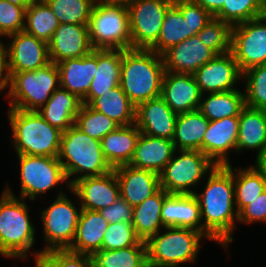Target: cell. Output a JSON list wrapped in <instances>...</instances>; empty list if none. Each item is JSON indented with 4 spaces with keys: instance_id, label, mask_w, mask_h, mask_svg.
I'll return each instance as SVG.
<instances>
[{
    "instance_id": "d6986e66",
    "label": "cell",
    "mask_w": 266,
    "mask_h": 267,
    "mask_svg": "<svg viewBox=\"0 0 266 267\" xmlns=\"http://www.w3.org/2000/svg\"><path fill=\"white\" fill-rule=\"evenodd\" d=\"M177 114L199 110L202 93L193 74L165 71L161 96Z\"/></svg>"
},
{
    "instance_id": "f5cc1de1",
    "label": "cell",
    "mask_w": 266,
    "mask_h": 267,
    "mask_svg": "<svg viewBox=\"0 0 266 267\" xmlns=\"http://www.w3.org/2000/svg\"><path fill=\"white\" fill-rule=\"evenodd\" d=\"M251 164L266 181V148L256 157Z\"/></svg>"
},
{
    "instance_id": "11a10c76",
    "label": "cell",
    "mask_w": 266,
    "mask_h": 267,
    "mask_svg": "<svg viewBox=\"0 0 266 267\" xmlns=\"http://www.w3.org/2000/svg\"><path fill=\"white\" fill-rule=\"evenodd\" d=\"M103 1H106V2H116V3H129L131 0H103Z\"/></svg>"
},
{
    "instance_id": "8992f818",
    "label": "cell",
    "mask_w": 266,
    "mask_h": 267,
    "mask_svg": "<svg viewBox=\"0 0 266 267\" xmlns=\"http://www.w3.org/2000/svg\"><path fill=\"white\" fill-rule=\"evenodd\" d=\"M206 240L194 229L164 227L146 241L148 267L195 265Z\"/></svg>"
},
{
    "instance_id": "52a82bcc",
    "label": "cell",
    "mask_w": 266,
    "mask_h": 267,
    "mask_svg": "<svg viewBox=\"0 0 266 267\" xmlns=\"http://www.w3.org/2000/svg\"><path fill=\"white\" fill-rule=\"evenodd\" d=\"M7 74V92L1 97L9 102L8 108L38 111L60 87L59 70L53 62L34 71Z\"/></svg>"
},
{
    "instance_id": "d590c367",
    "label": "cell",
    "mask_w": 266,
    "mask_h": 267,
    "mask_svg": "<svg viewBox=\"0 0 266 267\" xmlns=\"http://www.w3.org/2000/svg\"><path fill=\"white\" fill-rule=\"evenodd\" d=\"M191 24L173 4L166 12L157 42L150 50L162 55L170 47L194 36Z\"/></svg>"
},
{
    "instance_id": "e575fe53",
    "label": "cell",
    "mask_w": 266,
    "mask_h": 267,
    "mask_svg": "<svg viewBox=\"0 0 266 267\" xmlns=\"http://www.w3.org/2000/svg\"><path fill=\"white\" fill-rule=\"evenodd\" d=\"M89 106L111 118L120 126H129L135 123V106L120 85L97 97Z\"/></svg>"
},
{
    "instance_id": "74e56055",
    "label": "cell",
    "mask_w": 266,
    "mask_h": 267,
    "mask_svg": "<svg viewBox=\"0 0 266 267\" xmlns=\"http://www.w3.org/2000/svg\"><path fill=\"white\" fill-rule=\"evenodd\" d=\"M92 267H148L146 245L100 250L91 255Z\"/></svg>"
},
{
    "instance_id": "d4e9b609",
    "label": "cell",
    "mask_w": 266,
    "mask_h": 267,
    "mask_svg": "<svg viewBox=\"0 0 266 267\" xmlns=\"http://www.w3.org/2000/svg\"><path fill=\"white\" fill-rule=\"evenodd\" d=\"M121 49H97V66L87 96L82 104L90 105L97 97L102 96L120 83Z\"/></svg>"
},
{
    "instance_id": "4fadbf2b",
    "label": "cell",
    "mask_w": 266,
    "mask_h": 267,
    "mask_svg": "<svg viewBox=\"0 0 266 267\" xmlns=\"http://www.w3.org/2000/svg\"><path fill=\"white\" fill-rule=\"evenodd\" d=\"M231 52L242 73L266 64V14L233 26Z\"/></svg>"
},
{
    "instance_id": "30bf717a",
    "label": "cell",
    "mask_w": 266,
    "mask_h": 267,
    "mask_svg": "<svg viewBox=\"0 0 266 267\" xmlns=\"http://www.w3.org/2000/svg\"><path fill=\"white\" fill-rule=\"evenodd\" d=\"M88 27L94 49H131L129 12L125 3L97 0Z\"/></svg>"
},
{
    "instance_id": "ba28073f",
    "label": "cell",
    "mask_w": 266,
    "mask_h": 267,
    "mask_svg": "<svg viewBox=\"0 0 266 267\" xmlns=\"http://www.w3.org/2000/svg\"><path fill=\"white\" fill-rule=\"evenodd\" d=\"M15 157L18 159L15 166H19L20 181L18 186L20 192L17 193L19 195L17 197L39 201L38 198L43 197V194L46 196L52 193L54 189L58 192L57 196L69 193L71 185L58 158L25 154L15 155Z\"/></svg>"
},
{
    "instance_id": "60d3db41",
    "label": "cell",
    "mask_w": 266,
    "mask_h": 267,
    "mask_svg": "<svg viewBox=\"0 0 266 267\" xmlns=\"http://www.w3.org/2000/svg\"><path fill=\"white\" fill-rule=\"evenodd\" d=\"M75 125L85 134L96 140H101L120 125L106 115L82 104L76 116Z\"/></svg>"
},
{
    "instance_id": "6da1fadb",
    "label": "cell",
    "mask_w": 266,
    "mask_h": 267,
    "mask_svg": "<svg viewBox=\"0 0 266 267\" xmlns=\"http://www.w3.org/2000/svg\"><path fill=\"white\" fill-rule=\"evenodd\" d=\"M194 195L200 205L203 235L208 241L221 246L230 259L228 249L238 227L233 173L226 165H216Z\"/></svg>"
},
{
    "instance_id": "e0dca14e",
    "label": "cell",
    "mask_w": 266,
    "mask_h": 267,
    "mask_svg": "<svg viewBox=\"0 0 266 267\" xmlns=\"http://www.w3.org/2000/svg\"><path fill=\"white\" fill-rule=\"evenodd\" d=\"M82 209L99 211L120 197V187L114 169L100 176L83 177L71 185Z\"/></svg>"
},
{
    "instance_id": "603a6c76",
    "label": "cell",
    "mask_w": 266,
    "mask_h": 267,
    "mask_svg": "<svg viewBox=\"0 0 266 267\" xmlns=\"http://www.w3.org/2000/svg\"><path fill=\"white\" fill-rule=\"evenodd\" d=\"M60 88L75 94L81 101L87 96L97 66V49L88 55L67 59L56 64Z\"/></svg>"
},
{
    "instance_id": "7a4b0ae2",
    "label": "cell",
    "mask_w": 266,
    "mask_h": 267,
    "mask_svg": "<svg viewBox=\"0 0 266 267\" xmlns=\"http://www.w3.org/2000/svg\"><path fill=\"white\" fill-rule=\"evenodd\" d=\"M9 184L0 195V256L11 261L35 260L41 250L34 249L38 234L30 216L31 205L29 200L17 197Z\"/></svg>"
},
{
    "instance_id": "816d5d0a",
    "label": "cell",
    "mask_w": 266,
    "mask_h": 267,
    "mask_svg": "<svg viewBox=\"0 0 266 267\" xmlns=\"http://www.w3.org/2000/svg\"><path fill=\"white\" fill-rule=\"evenodd\" d=\"M192 2L201 5L212 16H214L223 6L227 0H191Z\"/></svg>"
},
{
    "instance_id": "f6af8a7d",
    "label": "cell",
    "mask_w": 266,
    "mask_h": 267,
    "mask_svg": "<svg viewBox=\"0 0 266 267\" xmlns=\"http://www.w3.org/2000/svg\"><path fill=\"white\" fill-rule=\"evenodd\" d=\"M33 262L34 267H92L90 255L68 249L42 252Z\"/></svg>"
},
{
    "instance_id": "4316f807",
    "label": "cell",
    "mask_w": 266,
    "mask_h": 267,
    "mask_svg": "<svg viewBox=\"0 0 266 267\" xmlns=\"http://www.w3.org/2000/svg\"><path fill=\"white\" fill-rule=\"evenodd\" d=\"M108 225L99 211L81 209L76 234L68 250L86 255L102 250V240Z\"/></svg>"
},
{
    "instance_id": "f907efd6",
    "label": "cell",
    "mask_w": 266,
    "mask_h": 267,
    "mask_svg": "<svg viewBox=\"0 0 266 267\" xmlns=\"http://www.w3.org/2000/svg\"><path fill=\"white\" fill-rule=\"evenodd\" d=\"M5 39L0 38V96L5 92L8 81V74L6 68V45Z\"/></svg>"
},
{
    "instance_id": "9a60e30c",
    "label": "cell",
    "mask_w": 266,
    "mask_h": 267,
    "mask_svg": "<svg viewBox=\"0 0 266 267\" xmlns=\"http://www.w3.org/2000/svg\"><path fill=\"white\" fill-rule=\"evenodd\" d=\"M202 93H220L236 90L242 83L241 72L233 53L216 55L193 74ZM239 86V87H238Z\"/></svg>"
},
{
    "instance_id": "277c9868",
    "label": "cell",
    "mask_w": 266,
    "mask_h": 267,
    "mask_svg": "<svg viewBox=\"0 0 266 267\" xmlns=\"http://www.w3.org/2000/svg\"><path fill=\"white\" fill-rule=\"evenodd\" d=\"M5 112L13 153L58 158L62 131L51 126L37 111L7 108Z\"/></svg>"
},
{
    "instance_id": "8fae6325",
    "label": "cell",
    "mask_w": 266,
    "mask_h": 267,
    "mask_svg": "<svg viewBox=\"0 0 266 267\" xmlns=\"http://www.w3.org/2000/svg\"><path fill=\"white\" fill-rule=\"evenodd\" d=\"M215 167L216 164L199 150H175L159 174L160 187L168 194H194Z\"/></svg>"
},
{
    "instance_id": "ab89813d",
    "label": "cell",
    "mask_w": 266,
    "mask_h": 267,
    "mask_svg": "<svg viewBox=\"0 0 266 267\" xmlns=\"http://www.w3.org/2000/svg\"><path fill=\"white\" fill-rule=\"evenodd\" d=\"M54 12L59 23L89 25L97 0H44Z\"/></svg>"
},
{
    "instance_id": "db71d44e",
    "label": "cell",
    "mask_w": 266,
    "mask_h": 267,
    "mask_svg": "<svg viewBox=\"0 0 266 267\" xmlns=\"http://www.w3.org/2000/svg\"><path fill=\"white\" fill-rule=\"evenodd\" d=\"M7 1L11 2L14 5L22 6L26 9L35 0H7Z\"/></svg>"
},
{
    "instance_id": "5bb4252c",
    "label": "cell",
    "mask_w": 266,
    "mask_h": 267,
    "mask_svg": "<svg viewBox=\"0 0 266 267\" xmlns=\"http://www.w3.org/2000/svg\"><path fill=\"white\" fill-rule=\"evenodd\" d=\"M7 72L34 71L50 63L48 43L19 31L5 38Z\"/></svg>"
},
{
    "instance_id": "b9f144b4",
    "label": "cell",
    "mask_w": 266,
    "mask_h": 267,
    "mask_svg": "<svg viewBox=\"0 0 266 267\" xmlns=\"http://www.w3.org/2000/svg\"><path fill=\"white\" fill-rule=\"evenodd\" d=\"M242 87L245 105L266 110V64L252 67L243 72Z\"/></svg>"
},
{
    "instance_id": "3957f363",
    "label": "cell",
    "mask_w": 266,
    "mask_h": 267,
    "mask_svg": "<svg viewBox=\"0 0 266 267\" xmlns=\"http://www.w3.org/2000/svg\"><path fill=\"white\" fill-rule=\"evenodd\" d=\"M164 73L162 55L150 49L122 50L119 85L135 107L161 96Z\"/></svg>"
},
{
    "instance_id": "4dcf8cb0",
    "label": "cell",
    "mask_w": 266,
    "mask_h": 267,
    "mask_svg": "<svg viewBox=\"0 0 266 267\" xmlns=\"http://www.w3.org/2000/svg\"><path fill=\"white\" fill-rule=\"evenodd\" d=\"M209 122L199 110L178 114L172 139L175 149L203 153V136Z\"/></svg>"
},
{
    "instance_id": "7c38bea8",
    "label": "cell",
    "mask_w": 266,
    "mask_h": 267,
    "mask_svg": "<svg viewBox=\"0 0 266 267\" xmlns=\"http://www.w3.org/2000/svg\"><path fill=\"white\" fill-rule=\"evenodd\" d=\"M174 0H131L129 31L132 49H150L158 40L167 10Z\"/></svg>"
},
{
    "instance_id": "ac0fdd59",
    "label": "cell",
    "mask_w": 266,
    "mask_h": 267,
    "mask_svg": "<svg viewBox=\"0 0 266 267\" xmlns=\"http://www.w3.org/2000/svg\"><path fill=\"white\" fill-rule=\"evenodd\" d=\"M48 49L50 62L55 64L88 55L94 50L88 25L60 24L48 42Z\"/></svg>"
},
{
    "instance_id": "c3c4849f",
    "label": "cell",
    "mask_w": 266,
    "mask_h": 267,
    "mask_svg": "<svg viewBox=\"0 0 266 267\" xmlns=\"http://www.w3.org/2000/svg\"><path fill=\"white\" fill-rule=\"evenodd\" d=\"M254 223L266 225V190L238 213V224L249 227Z\"/></svg>"
},
{
    "instance_id": "2e32d148",
    "label": "cell",
    "mask_w": 266,
    "mask_h": 267,
    "mask_svg": "<svg viewBox=\"0 0 266 267\" xmlns=\"http://www.w3.org/2000/svg\"><path fill=\"white\" fill-rule=\"evenodd\" d=\"M238 132L239 117L210 121L203 136V153L216 165L231 164V156L237 155Z\"/></svg>"
},
{
    "instance_id": "d6a6232c",
    "label": "cell",
    "mask_w": 266,
    "mask_h": 267,
    "mask_svg": "<svg viewBox=\"0 0 266 267\" xmlns=\"http://www.w3.org/2000/svg\"><path fill=\"white\" fill-rule=\"evenodd\" d=\"M245 106L244 89L239 88L202 95L199 111L209 121H214L225 117H239Z\"/></svg>"
},
{
    "instance_id": "ee69618b",
    "label": "cell",
    "mask_w": 266,
    "mask_h": 267,
    "mask_svg": "<svg viewBox=\"0 0 266 267\" xmlns=\"http://www.w3.org/2000/svg\"><path fill=\"white\" fill-rule=\"evenodd\" d=\"M134 245H146L135 232L131 222L110 223L102 240L103 250H116Z\"/></svg>"
},
{
    "instance_id": "1f68e13d",
    "label": "cell",
    "mask_w": 266,
    "mask_h": 267,
    "mask_svg": "<svg viewBox=\"0 0 266 267\" xmlns=\"http://www.w3.org/2000/svg\"><path fill=\"white\" fill-rule=\"evenodd\" d=\"M167 195L168 193L160 188L155 194L133 207L132 225L136 235L142 241L146 242L151 236L164 228L161 220V210L164 198Z\"/></svg>"
},
{
    "instance_id": "83f0119b",
    "label": "cell",
    "mask_w": 266,
    "mask_h": 267,
    "mask_svg": "<svg viewBox=\"0 0 266 267\" xmlns=\"http://www.w3.org/2000/svg\"><path fill=\"white\" fill-rule=\"evenodd\" d=\"M265 148L266 110L245 106L239 116L237 156L246 150L256 158Z\"/></svg>"
},
{
    "instance_id": "836d02e7",
    "label": "cell",
    "mask_w": 266,
    "mask_h": 267,
    "mask_svg": "<svg viewBox=\"0 0 266 267\" xmlns=\"http://www.w3.org/2000/svg\"><path fill=\"white\" fill-rule=\"evenodd\" d=\"M226 166L233 173L235 205L239 213L266 190V181L251 164L235 167L231 163Z\"/></svg>"
},
{
    "instance_id": "681fc988",
    "label": "cell",
    "mask_w": 266,
    "mask_h": 267,
    "mask_svg": "<svg viewBox=\"0 0 266 267\" xmlns=\"http://www.w3.org/2000/svg\"><path fill=\"white\" fill-rule=\"evenodd\" d=\"M108 223L131 222L133 219V207L119 197L112 205L99 210Z\"/></svg>"
},
{
    "instance_id": "9c48e42d",
    "label": "cell",
    "mask_w": 266,
    "mask_h": 267,
    "mask_svg": "<svg viewBox=\"0 0 266 267\" xmlns=\"http://www.w3.org/2000/svg\"><path fill=\"white\" fill-rule=\"evenodd\" d=\"M68 194L56 197L47 207L38 212L41 221L42 241L41 253L50 250H65L71 247L76 234L81 205L75 192L70 189ZM74 199V200H73ZM78 204V205H77ZM78 206V207H77Z\"/></svg>"
},
{
    "instance_id": "44dd1931",
    "label": "cell",
    "mask_w": 266,
    "mask_h": 267,
    "mask_svg": "<svg viewBox=\"0 0 266 267\" xmlns=\"http://www.w3.org/2000/svg\"><path fill=\"white\" fill-rule=\"evenodd\" d=\"M178 114L161 98L140 103L135 107V125L142 134L172 140Z\"/></svg>"
},
{
    "instance_id": "484cf974",
    "label": "cell",
    "mask_w": 266,
    "mask_h": 267,
    "mask_svg": "<svg viewBox=\"0 0 266 267\" xmlns=\"http://www.w3.org/2000/svg\"><path fill=\"white\" fill-rule=\"evenodd\" d=\"M173 141L140 134L129 165L160 174L175 152Z\"/></svg>"
},
{
    "instance_id": "f546056e",
    "label": "cell",
    "mask_w": 266,
    "mask_h": 267,
    "mask_svg": "<svg viewBox=\"0 0 266 267\" xmlns=\"http://www.w3.org/2000/svg\"><path fill=\"white\" fill-rule=\"evenodd\" d=\"M140 134L132 124L120 126L100 140L103 155L113 169L130 163Z\"/></svg>"
},
{
    "instance_id": "f1b7e54d",
    "label": "cell",
    "mask_w": 266,
    "mask_h": 267,
    "mask_svg": "<svg viewBox=\"0 0 266 267\" xmlns=\"http://www.w3.org/2000/svg\"><path fill=\"white\" fill-rule=\"evenodd\" d=\"M81 105L75 94L59 87L37 112L51 126L64 132L75 124Z\"/></svg>"
},
{
    "instance_id": "7402d4cb",
    "label": "cell",
    "mask_w": 266,
    "mask_h": 267,
    "mask_svg": "<svg viewBox=\"0 0 266 267\" xmlns=\"http://www.w3.org/2000/svg\"><path fill=\"white\" fill-rule=\"evenodd\" d=\"M120 187V197L131 207L142 203L160 187V175L154 171L139 169L129 164L114 168Z\"/></svg>"
},
{
    "instance_id": "cb8c5ba5",
    "label": "cell",
    "mask_w": 266,
    "mask_h": 267,
    "mask_svg": "<svg viewBox=\"0 0 266 267\" xmlns=\"http://www.w3.org/2000/svg\"><path fill=\"white\" fill-rule=\"evenodd\" d=\"M164 227L190 228L203 234L200 205L194 194H168L161 210Z\"/></svg>"
},
{
    "instance_id": "ffe728a7",
    "label": "cell",
    "mask_w": 266,
    "mask_h": 267,
    "mask_svg": "<svg viewBox=\"0 0 266 267\" xmlns=\"http://www.w3.org/2000/svg\"><path fill=\"white\" fill-rule=\"evenodd\" d=\"M217 54L194 35L162 54L165 71L194 74Z\"/></svg>"
},
{
    "instance_id": "7bdbcfd3",
    "label": "cell",
    "mask_w": 266,
    "mask_h": 267,
    "mask_svg": "<svg viewBox=\"0 0 266 267\" xmlns=\"http://www.w3.org/2000/svg\"><path fill=\"white\" fill-rule=\"evenodd\" d=\"M232 29L231 24L212 18L196 35L207 47L220 55L232 49Z\"/></svg>"
},
{
    "instance_id": "8d00e7d4",
    "label": "cell",
    "mask_w": 266,
    "mask_h": 267,
    "mask_svg": "<svg viewBox=\"0 0 266 267\" xmlns=\"http://www.w3.org/2000/svg\"><path fill=\"white\" fill-rule=\"evenodd\" d=\"M60 25L54 12L44 0H35L25 12L24 31L48 43Z\"/></svg>"
},
{
    "instance_id": "5b68a950",
    "label": "cell",
    "mask_w": 266,
    "mask_h": 267,
    "mask_svg": "<svg viewBox=\"0 0 266 267\" xmlns=\"http://www.w3.org/2000/svg\"><path fill=\"white\" fill-rule=\"evenodd\" d=\"M58 160L70 185L80 178L113 170L103 155L101 141L91 138L75 124L62 132Z\"/></svg>"
},
{
    "instance_id": "bcb514c9",
    "label": "cell",
    "mask_w": 266,
    "mask_h": 267,
    "mask_svg": "<svg viewBox=\"0 0 266 267\" xmlns=\"http://www.w3.org/2000/svg\"><path fill=\"white\" fill-rule=\"evenodd\" d=\"M26 9L12 4L7 0H0V38L24 30Z\"/></svg>"
},
{
    "instance_id": "f35d334b",
    "label": "cell",
    "mask_w": 266,
    "mask_h": 267,
    "mask_svg": "<svg viewBox=\"0 0 266 267\" xmlns=\"http://www.w3.org/2000/svg\"><path fill=\"white\" fill-rule=\"evenodd\" d=\"M266 14V0H227L213 16L232 26Z\"/></svg>"
},
{
    "instance_id": "7dc6e473",
    "label": "cell",
    "mask_w": 266,
    "mask_h": 267,
    "mask_svg": "<svg viewBox=\"0 0 266 267\" xmlns=\"http://www.w3.org/2000/svg\"><path fill=\"white\" fill-rule=\"evenodd\" d=\"M174 5L182 12L184 18L191 24V30L196 35L212 18L201 5L191 0H174Z\"/></svg>"
}]
</instances>
